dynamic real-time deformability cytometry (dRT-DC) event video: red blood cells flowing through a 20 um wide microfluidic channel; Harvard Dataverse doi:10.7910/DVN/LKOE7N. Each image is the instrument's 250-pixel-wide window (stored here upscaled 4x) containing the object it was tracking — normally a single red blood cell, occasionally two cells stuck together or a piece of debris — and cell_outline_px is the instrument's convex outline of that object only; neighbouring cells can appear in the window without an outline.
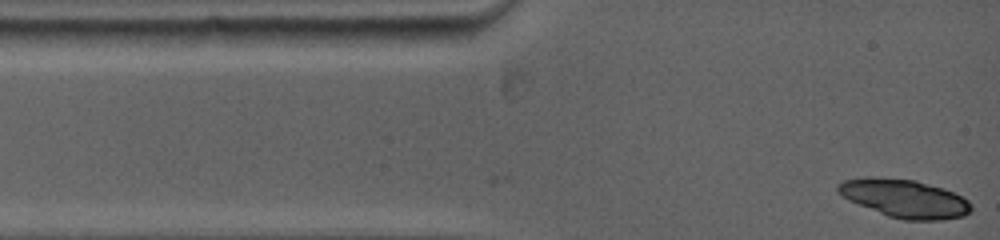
{"species": "common noctule bat (a hibernating species)", "species_latin": "Nyctalus noctula", "temperature_condition": "warm", "stored_images_in_passage": 5, "camera_frame_rate_fps": 5000, "um_per_image_px": 0.085, "animal": {"sex": "female", "body_mass_g": 19.0, "forearm_length_mm": 53.3}, "frame": {"image": 1, "passage_image": 1, "time_ms": 0.0, "image_size_px": [1000, 240], "cell_outline_px": [[972, 212], [964, 216], [944, 220], [904, 220], [888, 216], [848, 200], [836, 192], [836, 184], [844, 180], [868, 176], [872, 176], [916, 180], [944, 188], [968, 200], [972, 204]], "centroid_in_image_um": [76.88, 16.86], "position_along_channel_um": 8.1, "area_um2": 30.0}}